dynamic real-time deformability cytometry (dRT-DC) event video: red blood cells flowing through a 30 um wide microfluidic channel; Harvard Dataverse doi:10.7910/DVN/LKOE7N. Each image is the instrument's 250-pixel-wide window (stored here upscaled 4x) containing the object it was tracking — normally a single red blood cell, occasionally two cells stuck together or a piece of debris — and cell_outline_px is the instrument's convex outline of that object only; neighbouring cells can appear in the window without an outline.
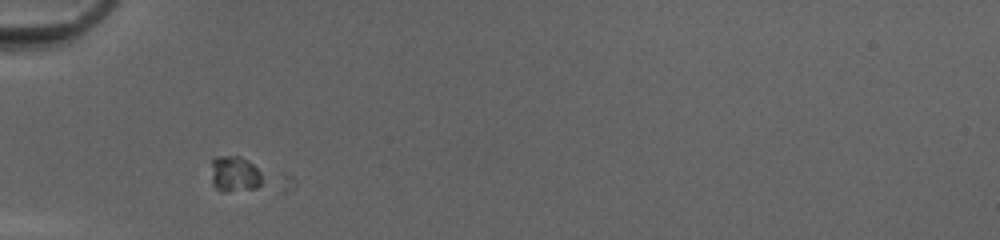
{"species": "common noctule bat (a hibernating species)", "species_latin": "Nyctalus noctula", "temperature_condition": "cold", "stored_images_in_passage": 30, "camera_frame_rate_fps": 3000, "um_per_image_px": 0.085, "animal": {"sex": "female", "body_mass_g": 20.0, "forearm_length_mm": 54.0}, "frame": {"image": 1, "passage_image": 4, "time_ms": 1.0, "image_size_px": [1000, 240], "cell_outline_px": [[260, 184], [256, 188], [224, 192], [220, 192], [212, 184], [212, 160], [216, 156], [240, 156], [248, 160], [260, 172]], "centroid_in_image_um": [19.9, 14.79], "position_along_channel_um": 65.1, "area_um2": 10.58}}
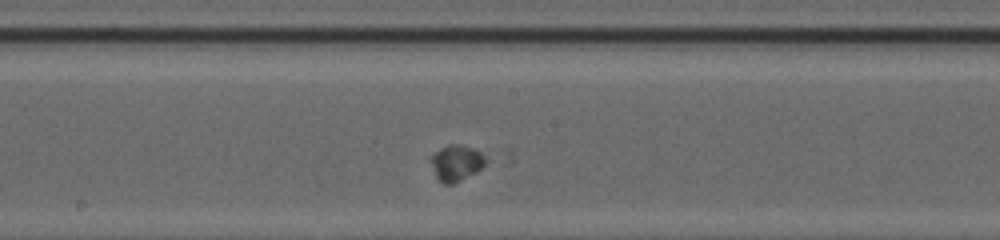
{"frame": {"image": 2, "passage_image": 15, "time_ms": 4.667, "image_size_px": [1000, 240], "cell_outline_px": [[484, 164], [476, 172], [452, 184], [444, 184], [436, 176], [428, 156], [440, 148], [448, 144], [460, 144], [472, 148], [480, 152], [484, 156]], "centroid_in_image_um": [38.73, 13.82], "position_along_channel_um": 209.5, "area_um2": 11.33}}
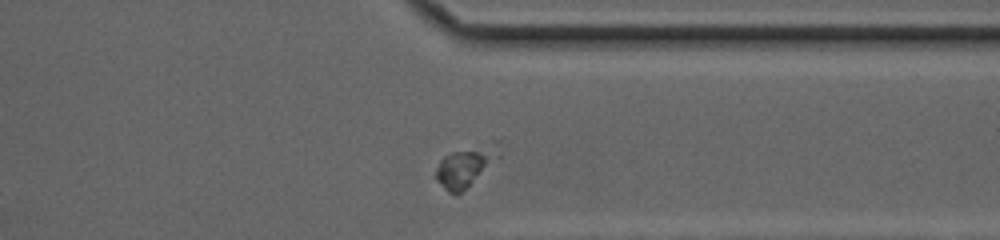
{"frame": {"image": 3, "passage_image": 27, "time_ms": 8.667, "image_size_px": [1000, 240], "cell_outline_px": [[484, 164], [468, 184], [460, 192], [448, 192], [436, 180], [436, 168], [440, 160], [444, 156], [452, 152], [476, 152], [484, 156]], "centroid_in_image_um": [38.96, 14.44], "position_along_channel_um": 372.4, "area_um2": 10.29}}